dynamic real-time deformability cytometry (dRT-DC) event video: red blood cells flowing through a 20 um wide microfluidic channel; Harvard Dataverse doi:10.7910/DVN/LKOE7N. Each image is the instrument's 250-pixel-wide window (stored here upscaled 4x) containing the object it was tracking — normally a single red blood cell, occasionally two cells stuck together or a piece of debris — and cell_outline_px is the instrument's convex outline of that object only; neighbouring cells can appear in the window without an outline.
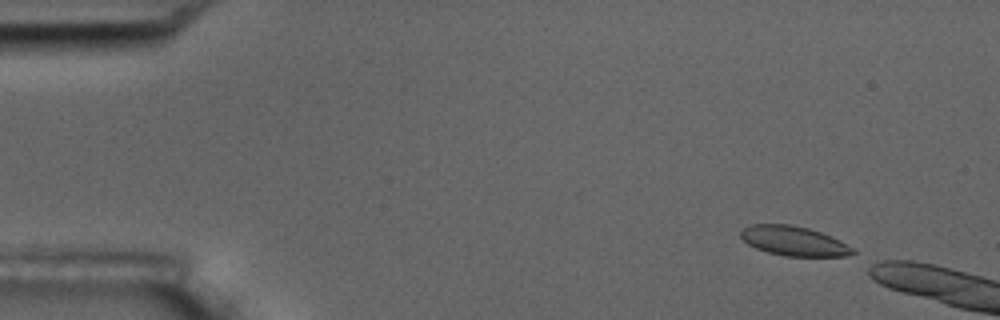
{"species": "common noctule bat (a hibernating species)", "species_latin": "Nyctalus noctula", "temperature_condition": "room temperature", "stored_images_in_passage": 13, "camera_frame_rate_fps": 3000, "um_per_image_px": 0.085, "animal": {"sex": "male", "body_mass_g": 17.5, "forearm_length_mm": 52.3}, "frame": {"image": 1, "passage_image": 1, "time_ms": 0.0, "image_size_px": [1000, 320], "cell_outline_px": [[856, 252], [848, 256], [784, 256], [768, 252], [756, 248], [748, 244], [740, 236], [740, 232], [744, 228], [752, 224], [788, 224], [808, 228], [832, 236], [856, 248]], "centroid_in_image_um": [67.52, 20.49], "position_along_channel_um": 17.5, "area_um2": 19.36}}